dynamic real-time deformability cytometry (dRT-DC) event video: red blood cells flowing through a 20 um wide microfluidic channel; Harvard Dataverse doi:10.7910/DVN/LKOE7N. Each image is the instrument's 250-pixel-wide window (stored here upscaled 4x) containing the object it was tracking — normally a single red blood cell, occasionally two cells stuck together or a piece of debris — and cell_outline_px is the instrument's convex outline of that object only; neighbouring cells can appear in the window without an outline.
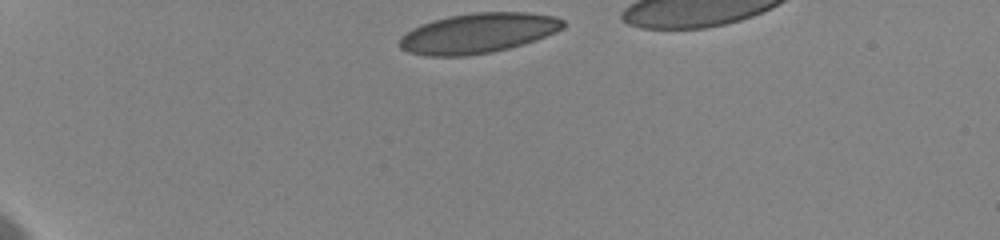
{"species": "human", "species_latin": "Homo sapiens", "temperature_condition": "cold", "stored_images_in_passage": 8, "camera_frame_rate_fps": 3000, "um_per_image_px": 0.085, "donor": {"sex": "female"}, "frame": {"image": 1, "passage_image": 1, "time_ms": 0.0, "image_size_px": [1000, 240], "cell_outline_px": [[564, 28], [556, 32], [524, 44], [492, 52], [464, 56], [424, 56], [408, 52], [400, 48], [400, 36], [412, 28], [420, 24], [432, 20], [448, 16], [476, 12], [528, 12], [556, 16], [564, 20]], "centroid_in_image_um": [40.63, 2.81], "position_along_channel_um": 44.4, "area_um2": 38.38}}